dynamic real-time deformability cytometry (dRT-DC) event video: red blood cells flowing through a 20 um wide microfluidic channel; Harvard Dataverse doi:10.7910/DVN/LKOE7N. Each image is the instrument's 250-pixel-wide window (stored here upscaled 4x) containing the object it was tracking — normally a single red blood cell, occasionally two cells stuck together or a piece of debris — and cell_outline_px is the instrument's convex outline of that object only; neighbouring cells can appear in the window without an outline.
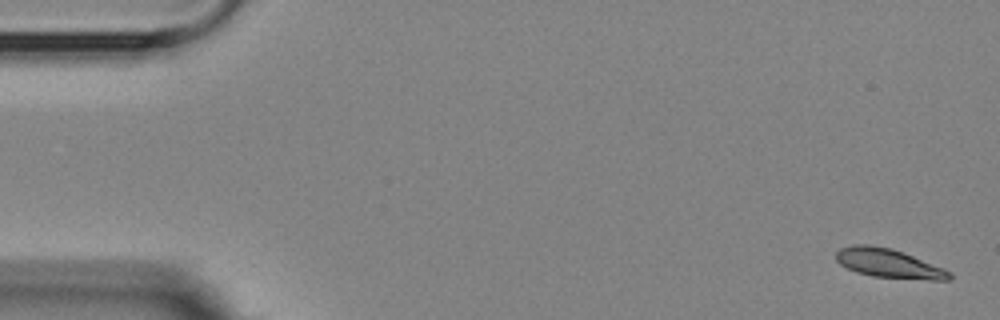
{"species": "Egyptian fruit bat (a non-hibernating species)", "species_latin": "Rousettus aegyptiacus", "temperature_condition": "room temperature", "stored_images_in_passage": 6, "camera_frame_rate_fps": 3000, "um_per_image_px": 0.085, "animal": {"sex": "female"}, "frame": {"image": 1, "passage_image": 1, "time_ms": 0.0, "image_size_px": [1000, 320], "cell_outline_px": [[952, 280], [932, 280], [872, 276], [856, 272], [840, 264], [836, 260], [836, 252], [840, 248], [852, 244], [868, 244], [892, 248], [944, 268], [952, 272]], "centroid_in_image_um": [75.54, 22.38], "position_along_channel_um": 9.5, "area_um2": 19.25}}
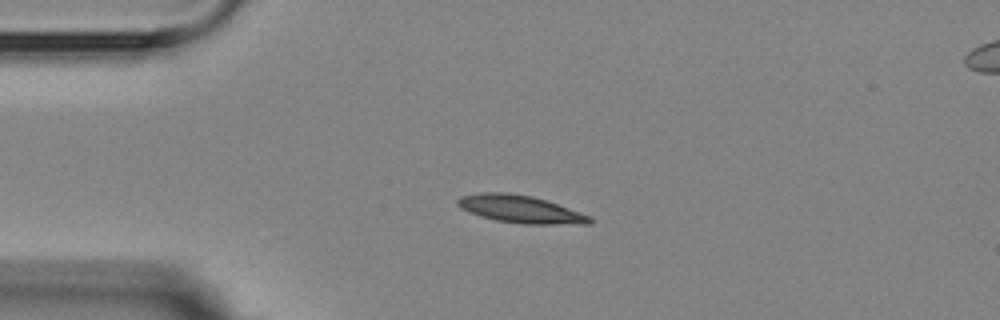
{"frame": {"image": 2, "passage_image": 4, "time_ms": 3.667, "image_size_px": [1000, 320], "cell_outline_px": [[592, 224], [524, 224], [496, 220], [480, 216], [468, 212], [460, 208], [456, 204], [456, 200], [460, 196], [484, 192], [508, 192], [532, 196], [548, 200], [592, 216]], "centroid_in_image_um": [44.25, 17.77], "position_along_channel_um": 40.8, "area_um2": 21.5}}